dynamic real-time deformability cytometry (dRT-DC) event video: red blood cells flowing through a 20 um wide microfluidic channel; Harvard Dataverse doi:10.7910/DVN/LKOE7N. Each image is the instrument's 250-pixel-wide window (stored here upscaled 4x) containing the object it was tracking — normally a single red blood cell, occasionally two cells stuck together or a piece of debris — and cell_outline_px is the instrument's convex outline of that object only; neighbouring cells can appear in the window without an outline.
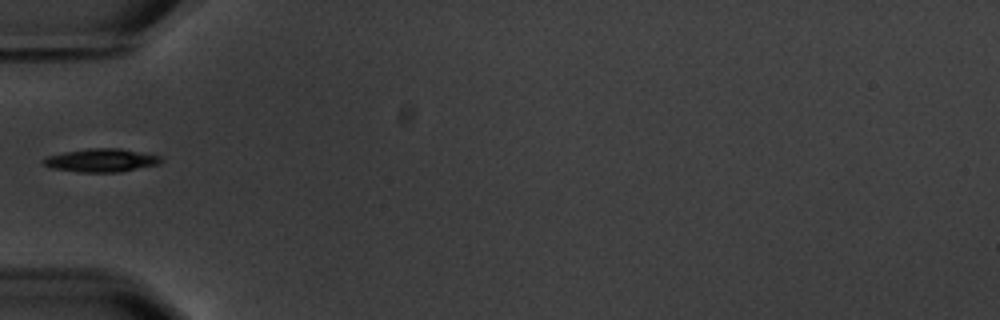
{"species": "common noctule bat (a hibernating species)", "species_latin": "Nyctalus noctula", "temperature_condition": "warm", "stored_images_in_passage": 1, "camera_frame_rate_fps": 3000, "um_per_image_px": 0.085, "animal": {"sex": "male", "body_mass_g": 20.1, "forearm_length_mm": 53.5}, "frame": {"image": 1, "passage_image": 1, "time_ms": 0.0, "image_size_px": [1000, 320], "cell_outline_px": [[164, 160], [160, 164], [120, 172], [80, 172], [52, 168], [44, 164], [40, 160], [48, 156], [64, 152], [88, 148], [120, 148], [160, 156]], "centroid_in_image_um": [8.62, 13.62], "position_along_channel_um": 76.4, "area_um2": 15.95}}